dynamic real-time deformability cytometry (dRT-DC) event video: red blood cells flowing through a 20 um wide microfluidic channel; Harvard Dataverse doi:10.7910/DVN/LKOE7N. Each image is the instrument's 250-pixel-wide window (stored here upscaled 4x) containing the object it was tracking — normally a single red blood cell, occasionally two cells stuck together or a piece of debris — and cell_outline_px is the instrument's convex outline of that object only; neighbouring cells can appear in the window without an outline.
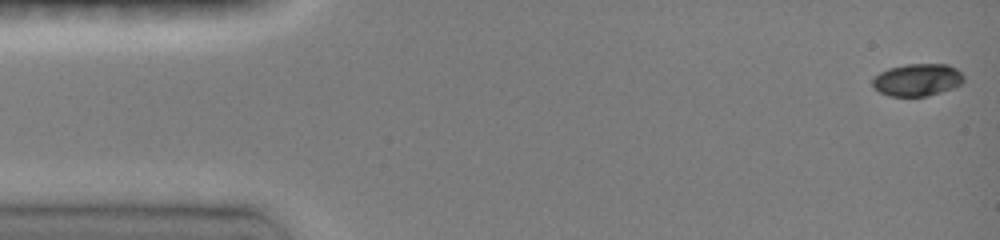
{"species": "common noctule bat (a hibernating species)", "species_latin": "Nyctalus noctula", "temperature_condition": "room temperature", "stored_images_in_passage": 9, "camera_frame_rate_fps": 3000, "um_per_image_px": 0.085, "animal": {"sex": "female", "body_mass_g": 19.0, "forearm_length_mm": 51.5}, "frame": {"image": 1, "passage_image": 1, "time_ms": 0.0, "image_size_px": [1000, 240], "cell_outline_px": [[964, 80], [960, 84], [952, 88], [940, 92], [924, 96], [888, 96], [872, 88], [872, 80], [880, 72], [888, 68], [908, 64], [948, 64], [956, 68], [964, 76]], "centroid_in_image_um": [77.95, 6.78], "position_along_channel_um": 7.0, "area_um2": 17.17}}
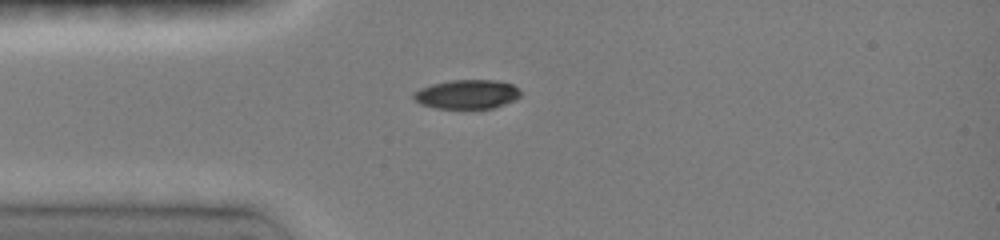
{"frame": {"image": 2, "passage_image": 5, "time_ms": 3.667, "image_size_px": [1000, 240], "cell_outline_px": [[520, 96], [504, 104], [492, 108], [436, 108], [420, 104], [412, 96], [412, 92], [420, 88], [432, 84], [452, 80], [496, 80], [512, 84], [520, 88]], "centroid_in_image_um": [39.68, 8.0], "position_along_channel_um": 45.3, "area_um2": 18.09}}
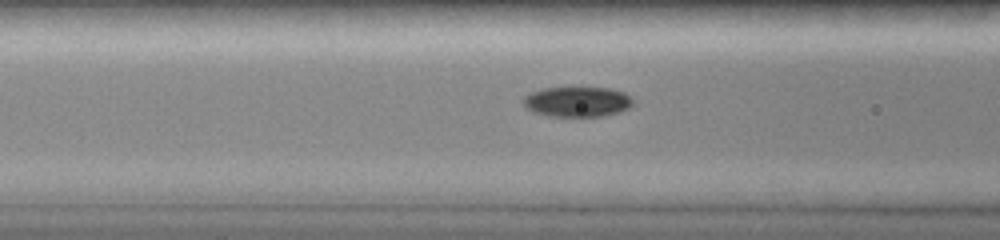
{"frame": {"image": 3, "passage_image": 8, "time_ms": 5.667, "image_size_px": [1000, 240], "cell_outline_px": [[632, 104], [628, 108], [620, 112], [604, 116], [548, 116], [536, 112], [528, 108], [520, 100], [528, 92], [544, 88], [608, 88], [624, 92], [632, 100]], "centroid_in_image_um": [49.03, 8.64], "position_along_channel_um": 117.6, "area_um2": 19.19}}